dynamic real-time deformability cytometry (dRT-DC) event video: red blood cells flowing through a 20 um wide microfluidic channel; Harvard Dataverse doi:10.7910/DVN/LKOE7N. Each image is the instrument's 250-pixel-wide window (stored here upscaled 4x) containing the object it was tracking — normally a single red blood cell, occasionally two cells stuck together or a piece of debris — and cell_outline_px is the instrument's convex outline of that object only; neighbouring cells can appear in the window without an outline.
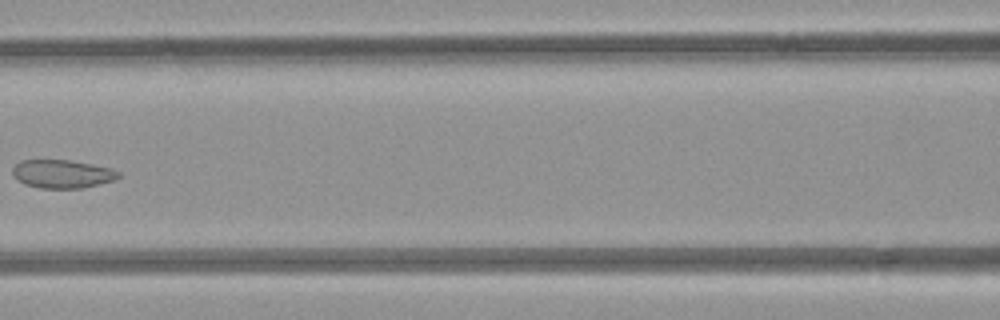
{"species": "common noctule bat (a hibernating species)", "species_latin": "Nyctalus noctula", "temperature_condition": "room temperature", "stored_images_in_passage": 8, "camera_frame_rate_fps": 3000, "um_per_image_px": 0.085, "animal": {"sex": "female", "body_mass_g": 21.9}, "frame": {"image": 1, "passage_image": 7, "time_ms": 7.667, "image_size_px": [1000, 320], "cell_outline_px": [[120, 176], [116, 180], [84, 188], [40, 188], [24, 184], [16, 180], [12, 176], [12, 168], [20, 160], [68, 160], [92, 164], [112, 168], [120, 172]], "centroid_in_image_um": [5.29, 14.79], "position_along_channel_um": 161.3, "area_um2": 17.74}}
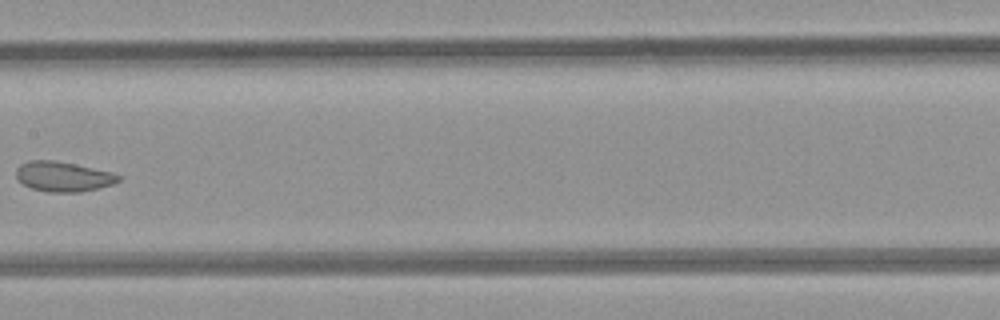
{"frame": {"image": 2, "passage_image": 8, "time_ms": 8.667, "image_size_px": [1000, 320], "cell_outline_px": [[120, 180], [112, 184], [100, 188], [80, 192], [48, 192], [32, 188], [24, 184], [16, 176], [16, 168], [20, 164], [28, 160], [52, 160], [112, 172], [120, 176]], "centroid_in_image_um": [5.36, 15.01], "position_along_channel_um": 202.0, "area_um2": 17.69}}